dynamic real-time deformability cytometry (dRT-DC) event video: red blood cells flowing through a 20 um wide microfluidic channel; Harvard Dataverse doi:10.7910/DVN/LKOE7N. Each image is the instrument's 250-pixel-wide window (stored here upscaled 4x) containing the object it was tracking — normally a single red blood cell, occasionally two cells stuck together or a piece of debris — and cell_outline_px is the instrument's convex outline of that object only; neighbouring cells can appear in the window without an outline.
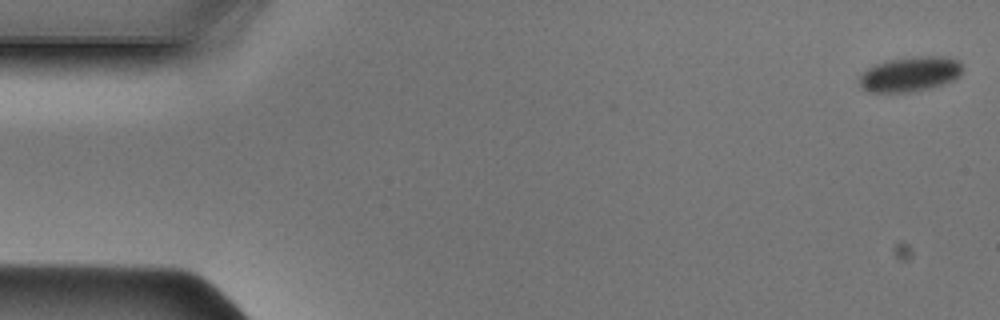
{"species": "Egyptian fruit bat (a non-hibernating species)", "species_latin": "Rousettus aegyptiacus", "temperature_condition": "cold", "stored_images_in_passage": 17, "camera_frame_rate_fps": 3000, "um_per_image_px": 0.085, "animal": {"sex": "male"}, "frame": {"image": 1, "passage_image": 1, "time_ms": 0.0, "image_size_px": [1000, 320], "cell_outline_px": [[960, 76], [952, 80], [928, 88], [908, 92], [868, 92], [860, 84], [860, 76], [868, 68], [876, 64], [888, 60], [920, 56], [948, 56], [956, 60], [960, 64]], "centroid_in_image_um": [77.34, 6.29], "position_along_channel_um": 7.7, "area_um2": 20.52}}
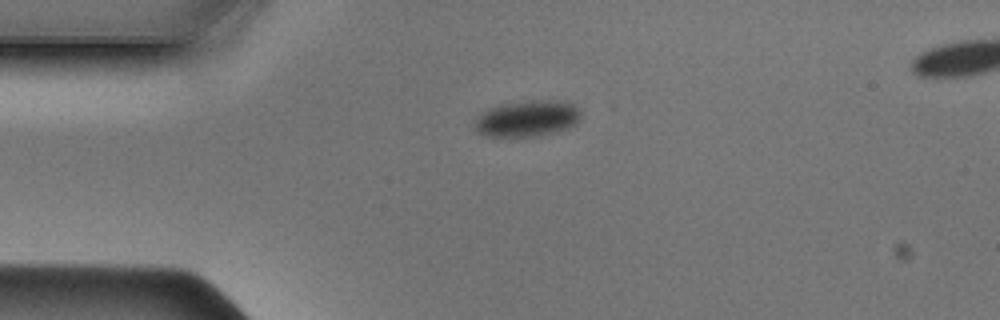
{"frame": {"image": 2, "passage_image": 11, "time_ms": 3.333, "image_size_px": [1000, 320], "cell_outline_px": [[580, 120], [576, 124], [568, 128], [532, 136], [484, 136], [476, 132], [476, 120], [488, 108], [504, 104], [532, 100], [556, 100], [572, 104], [580, 108]], "centroid_in_image_um": [44.84, 10.07], "position_along_channel_um": 40.2, "area_um2": 22.02}}
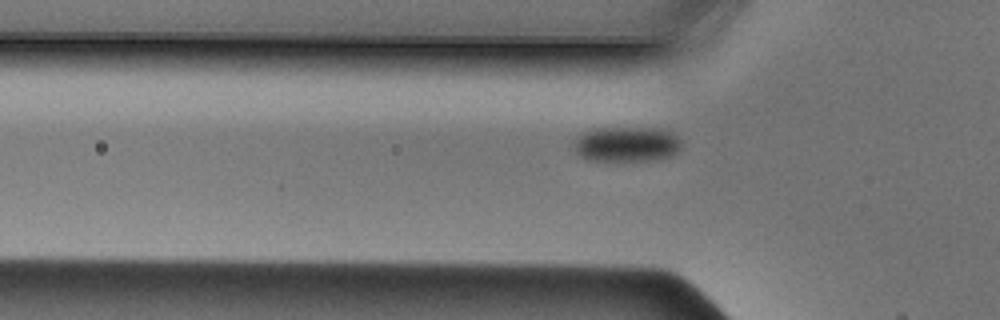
{"frame": {"image": 3, "passage_image": 15, "time_ms": 4.667, "image_size_px": [1000, 320], "cell_outline_px": [[680, 148], [672, 156], [660, 160], [584, 160], [568, 144], [580, 132], [592, 128], [660, 128], [676, 136], [680, 140]], "centroid_in_image_um": [53.15, 12.25], "position_along_channel_um": 72.7, "area_um2": 22.54}}